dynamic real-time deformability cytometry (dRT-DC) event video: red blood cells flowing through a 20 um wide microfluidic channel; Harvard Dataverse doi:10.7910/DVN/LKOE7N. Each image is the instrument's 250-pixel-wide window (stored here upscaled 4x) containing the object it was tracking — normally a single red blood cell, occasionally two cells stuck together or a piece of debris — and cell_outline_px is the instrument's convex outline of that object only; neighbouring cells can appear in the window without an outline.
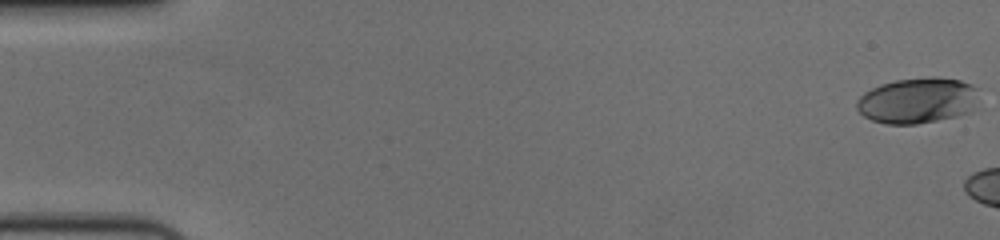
{"species": "human", "species_latin": "Homo sapiens", "temperature_condition": "cold", "stored_images_in_passage": 12, "camera_frame_rate_fps": 3000, "um_per_image_px": 0.085, "donor": {"sex": "female"}, "frame": {"image": 1, "passage_image": 1, "time_ms": 0.0, "image_size_px": [1000, 240], "cell_outline_px": [[980, 88], [972, 112], [956, 116], [916, 124], [884, 124], [872, 120], [864, 116], [856, 108], [856, 100], [864, 92], [880, 84], [896, 80], [928, 76], [936, 76], [960, 80], [972, 84]], "centroid_in_image_um": [78.0, 8.53], "position_along_channel_um": 7.0, "area_um2": 32.95}}